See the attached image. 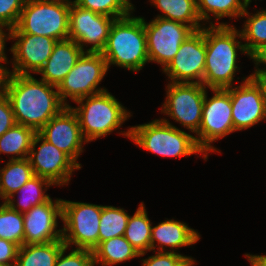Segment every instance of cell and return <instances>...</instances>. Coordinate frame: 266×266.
<instances>
[{"label":"cell","instance_id":"1","mask_svg":"<svg viewBox=\"0 0 266 266\" xmlns=\"http://www.w3.org/2000/svg\"><path fill=\"white\" fill-rule=\"evenodd\" d=\"M6 96L16 124L30 127L36 132L67 107L60 99L57 86L41 79L38 81L31 74H11Z\"/></svg>","mask_w":266,"mask_h":266},{"label":"cell","instance_id":"2","mask_svg":"<svg viewBox=\"0 0 266 266\" xmlns=\"http://www.w3.org/2000/svg\"><path fill=\"white\" fill-rule=\"evenodd\" d=\"M206 44L205 70L202 84L212 89H227L233 86L237 62V50L247 54L241 32L234 25L210 22L209 27L204 26Z\"/></svg>","mask_w":266,"mask_h":266},{"label":"cell","instance_id":"3","mask_svg":"<svg viewBox=\"0 0 266 266\" xmlns=\"http://www.w3.org/2000/svg\"><path fill=\"white\" fill-rule=\"evenodd\" d=\"M132 14L115 19L101 54L107 67L117 65L130 71L142 70L149 62L143 17Z\"/></svg>","mask_w":266,"mask_h":266},{"label":"cell","instance_id":"4","mask_svg":"<svg viewBox=\"0 0 266 266\" xmlns=\"http://www.w3.org/2000/svg\"><path fill=\"white\" fill-rule=\"evenodd\" d=\"M139 147L163 157L177 158L200 153L195 136L178 129L167 119H154L152 122L136 125L122 132Z\"/></svg>","mask_w":266,"mask_h":266},{"label":"cell","instance_id":"5","mask_svg":"<svg viewBox=\"0 0 266 266\" xmlns=\"http://www.w3.org/2000/svg\"><path fill=\"white\" fill-rule=\"evenodd\" d=\"M77 103L78 107H70L78 117L82 136L87 142L120 129L127 118L132 116L107 90L81 98Z\"/></svg>","mask_w":266,"mask_h":266},{"label":"cell","instance_id":"6","mask_svg":"<svg viewBox=\"0 0 266 266\" xmlns=\"http://www.w3.org/2000/svg\"><path fill=\"white\" fill-rule=\"evenodd\" d=\"M70 0H26L11 33L42 35L57 41L69 36Z\"/></svg>","mask_w":266,"mask_h":266},{"label":"cell","instance_id":"7","mask_svg":"<svg viewBox=\"0 0 266 266\" xmlns=\"http://www.w3.org/2000/svg\"><path fill=\"white\" fill-rule=\"evenodd\" d=\"M102 205L62 199V240L66 247L93 250L99 244Z\"/></svg>","mask_w":266,"mask_h":266},{"label":"cell","instance_id":"8","mask_svg":"<svg viewBox=\"0 0 266 266\" xmlns=\"http://www.w3.org/2000/svg\"><path fill=\"white\" fill-rule=\"evenodd\" d=\"M108 71L107 62L101 53L84 52L73 69L57 86L61 101L66 105L67 98L77 100L107 89L97 88Z\"/></svg>","mask_w":266,"mask_h":266},{"label":"cell","instance_id":"9","mask_svg":"<svg viewBox=\"0 0 266 266\" xmlns=\"http://www.w3.org/2000/svg\"><path fill=\"white\" fill-rule=\"evenodd\" d=\"M212 92L214 96L208 100L206 90L200 128L195 136L199 148L207 157L208 152H218L211 143L235 132L230 92L227 89H212Z\"/></svg>","mask_w":266,"mask_h":266},{"label":"cell","instance_id":"10","mask_svg":"<svg viewBox=\"0 0 266 266\" xmlns=\"http://www.w3.org/2000/svg\"><path fill=\"white\" fill-rule=\"evenodd\" d=\"M166 88L167 96L161 113L167 114L197 134L202 119L206 87L199 83L170 82Z\"/></svg>","mask_w":266,"mask_h":266},{"label":"cell","instance_id":"11","mask_svg":"<svg viewBox=\"0 0 266 266\" xmlns=\"http://www.w3.org/2000/svg\"><path fill=\"white\" fill-rule=\"evenodd\" d=\"M146 44L149 62L163 67L177 54L179 47L195 30L180 22L156 17L147 23L144 18Z\"/></svg>","mask_w":266,"mask_h":266},{"label":"cell","instance_id":"12","mask_svg":"<svg viewBox=\"0 0 266 266\" xmlns=\"http://www.w3.org/2000/svg\"><path fill=\"white\" fill-rule=\"evenodd\" d=\"M206 44L204 26L194 31L179 47L177 54L162 69L173 83L203 82Z\"/></svg>","mask_w":266,"mask_h":266},{"label":"cell","instance_id":"13","mask_svg":"<svg viewBox=\"0 0 266 266\" xmlns=\"http://www.w3.org/2000/svg\"><path fill=\"white\" fill-rule=\"evenodd\" d=\"M115 18L84 9L70 0L69 36L84 52L101 53ZM91 44L84 50V45Z\"/></svg>","mask_w":266,"mask_h":266},{"label":"cell","instance_id":"14","mask_svg":"<svg viewBox=\"0 0 266 266\" xmlns=\"http://www.w3.org/2000/svg\"><path fill=\"white\" fill-rule=\"evenodd\" d=\"M39 142L41 144L36 149ZM28 160L35 176L46 178L58 186L68 185L72 172L81 169L66 153L38 132L33 138Z\"/></svg>","mask_w":266,"mask_h":266},{"label":"cell","instance_id":"15","mask_svg":"<svg viewBox=\"0 0 266 266\" xmlns=\"http://www.w3.org/2000/svg\"><path fill=\"white\" fill-rule=\"evenodd\" d=\"M38 133L82 168L77 159L83 152L82 145L87 141L82 136L78 117L70 106L54 116Z\"/></svg>","mask_w":266,"mask_h":266},{"label":"cell","instance_id":"16","mask_svg":"<svg viewBox=\"0 0 266 266\" xmlns=\"http://www.w3.org/2000/svg\"><path fill=\"white\" fill-rule=\"evenodd\" d=\"M11 39H16L10 48L14 60L11 73L18 75H30L31 71L38 73L57 42L50 37L26 33H11Z\"/></svg>","mask_w":266,"mask_h":266},{"label":"cell","instance_id":"17","mask_svg":"<svg viewBox=\"0 0 266 266\" xmlns=\"http://www.w3.org/2000/svg\"><path fill=\"white\" fill-rule=\"evenodd\" d=\"M62 219V199L32 207L23 214L24 244L48 243L62 240V229L57 230V218Z\"/></svg>","mask_w":266,"mask_h":266},{"label":"cell","instance_id":"18","mask_svg":"<svg viewBox=\"0 0 266 266\" xmlns=\"http://www.w3.org/2000/svg\"><path fill=\"white\" fill-rule=\"evenodd\" d=\"M232 104V120L235 131L251 128L266 119V110L261 92L248 76L237 87H229Z\"/></svg>","mask_w":266,"mask_h":266},{"label":"cell","instance_id":"19","mask_svg":"<svg viewBox=\"0 0 266 266\" xmlns=\"http://www.w3.org/2000/svg\"><path fill=\"white\" fill-rule=\"evenodd\" d=\"M83 53L82 48L69 38L57 41L53 47L52 54L45 65L38 71L39 74H42L41 80L58 86L73 69Z\"/></svg>","mask_w":266,"mask_h":266},{"label":"cell","instance_id":"20","mask_svg":"<svg viewBox=\"0 0 266 266\" xmlns=\"http://www.w3.org/2000/svg\"><path fill=\"white\" fill-rule=\"evenodd\" d=\"M199 239V233L186 223L167 219L156 226H152L151 251L154 250L153 252H155L158 246V252H166L164 247H169L172 250L171 252L175 253L181 247L194 245ZM155 243L158 245H155Z\"/></svg>","mask_w":266,"mask_h":266},{"label":"cell","instance_id":"21","mask_svg":"<svg viewBox=\"0 0 266 266\" xmlns=\"http://www.w3.org/2000/svg\"><path fill=\"white\" fill-rule=\"evenodd\" d=\"M162 15L157 17L191 26L195 31L203 25L197 9V0H150Z\"/></svg>","mask_w":266,"mask_h":266},{"label":"cell","instance_id":"22","mask_svg":"<svg viewBox=\"0 0 266 266\" xmlns=\"http://www.w3.org/2000/svg\"><path fill=\"white\" fill-rule=\"evenodd\" d=\"M64 247L63 240L24 244L19 247L16 266H55L56 259Z\"/></svg>","mask_w":266,"mask_h":266},{"label":"cell","instance_id":"23","mask_svg":"<svg viewBox=\"0 0 266 266\" xmlns=\"http://www.w3.org/2000/svg\"><path fill=\"white\" fill-rule=\"evenodd\" d=\"M34 175L28 158L9 160L0 169V198L8 200Z\"/></svg>","mask_w":266,"mask_h":266},{"label":"cell","instance_id":"24","mask_svg":"<svg viewBox=\"0 0 266 266\" xmlns=\"http://www.w3.org/2000/svg\"><path fill=\"white\" fill-rule=\"evenodd\" d=\"M92 253L94 265L101 264V266L115 265L140 256L124 236L100 242Z\"/></svg>","mask_w":266,"mask_h":266},{"label":"cell","instance_id":"25","mask_svg":"<svg viewBox=\"0 0 266 266\" xmlns=\"http://www.w3.org/2000/svg\"><path fill=\"white\" fill-rule=\"evenodd\" d=\"M152 223L142 202L133 216H129L124 237L143 256L151 251Z\"/></svg>","mask_w":266,"mask_h":266},{"label":"cell","instance_id":"26","mask_svg":"<svg viewBox=\"0 0 266 266\" xmlns=\"http://www.w3.org/2000/svg\"><path fill=\"white\" fill-rule=\"evenodd\" d=\"M52 185L54 184L46 178L33 176L5 202L12 209L24 214L32 207L47 202L51 198L48 194H45V192L48 189L47 187ZM19 193H21V198H19L20 201L18 200L17 204H15L16 200L13 198L15 194Z\"/></svg>","mask_w":266,"mask_h":266},{"label":"cell","instance_id":"27","mask_svg":"<svg viewBox=\"0 0 266 266\" xmlns=\"http://www.w3.org/2000/svg\"><path fill=\"white\" fill-rule=\"evenodd\" d=\"M36 131L30 127L15 124L0 137V154H12L11 160L28 158ZM16 155V156H15Z\"/></svg>","mask_w":266,"mask_h":266},{"label":"cell","instance_id":"28","mask_svg":"<svg viewBox=\"0 0 266 266\" xmlns=\"http://www.w3.org/2000/svg\"><path fill=\"white\" fill-rule=\"evenodd\" d=\"M246 8L241 17H246L244 28L240 30L242 39L246 41L244 48L250 57L257 49L266 44V9L250 14Z\"/></svg>","mask_w":266,"mask_h":266},{"label":"cell","instance_id":"29","mask_svg":"<svg viewBox=\"0 0 266 266\" xmlns=\"http://www.w3.org/2000/svg\"><path fill=\"white\" fill-rule=\"evenodd\" d=\"M250 2L248 0H197V9L202 20L211 19L209 13L215 16L216 20L222 17H241Z\"/></svg>","mask_w":266,"mask_h":266},{"label":"cell","instance_id":"30","mask_svg":"<svg viewBox=\"0 0 266 266\" xmlns=\"http://www.w3.org/2000/svg\"><path fill=\"white\" fill-rule=\"evenodd\" d=\"M123 208L103 206L100 216L99 243L114 237L124 236L128 215Z\"/></svg>","mask_w":266,"mask_h":266},{"label":"cell","instance_id":"31","mask_svg":"<svg viewBox=\"0 0 266 266\" xmlns=\"http://www.w3.org/2000/svg\"><path fill=\"white\" fill-rule=\"evenodd\" d=\"M0 238L19 247L24 245L23 214L12 209L6 202L0 206Z\"/></svg>","mask_w":266,"mask_h":266},{"label":"cell","instance_id":"32","mask_svg":"<svg viewBox=\"0 0 266 266\" xmlns=\"http://www.w3.org/2000/svg\"><path fill=\"white\" fill-rule=\"evenodd\" d=\"M76 5L115 19L128 16L134 11L130 0H74Z\"/></svg>","mask_w":266,"mask_h":266},{"label":"cell","instance_id":"33","mask_svg":"<svg viewBox=\"0 0 266 266\" xmlns=\"http://www.w3.org/2000/svg\"><path fill=\"white\" fill-rule=\"evenodd\" d=\"M156 255L142 259V266H193L195 260L177 252H156Z\"/></svg>","mask_w":266,"mask_h":266},{"label":"cell","instance_id":"34","mask_svg":"<svg viewBox=\"0 0 266 266\" xmlns=\"http://www.w3.org/2000/svg\"><path fill=\"white\" fill-rule=\"evenodd\" d=\"M68 247H64L59 253L55 266H95L93 253L87 249H72L68 255H64Z\"/></svg>","mask_w":266,"mask_h":266},{"label":"cell","instance_id":"35","mask_svg":"<svg viewBox=\"0 0 266 266\" xmlns=\"http://www.w3.org/2000/svg\"><path fill=\"white\" fill-rule=\"evenodd\" d=\"M26 0H0V25L13 29L17 26Z\"/></svg>","mask_w":266,"mask_h":266},{"label":"cell","instance_id":"36","mask_svg":"<svg viewBox=\"0 0 266 266\" xmlns=\"http://www.w3.org/2000/svg\"><path fill=\"white\" fill-rule=\"evenodd\" d=\"M16 124L8 97H0V137Z\"/></svg>","mask_w":266,"mask_h":266},{"label":"cell","instance_id":"37","mask_svg":"<svg viewBox=\"0 0 266 266\" xmlns=\"http://www.w3.org/2000/svg\"><path fill=\"white\" fill-rule=\"evenodd\" d=\"M18 250L17 244L0 238V264L16 266Z\"/></svg>","mask_w":266,"mask_h":266},{"label":"cell","instance_id":"38","mask_svg":"<svg viewBox=\"0 0 266 266\" xmlns=\"http://www.w3.org/2000/svg\"><path fill=\"white\" fill-rule=\"evenodd\" d=\"M250 59L254 61L255 66V72H263L266 73V44L261 46L259 49H257L251 56ZM264 65V68H259L258 66Z\"/></svg>","mask_w":266,"mask_h":266},{"label":"cell","instance_id":"39","mask_svg":"<svg viewBox=\"0 0 266 266\" xmlns=\"http://www.w3.org/2000/svg\"><path fill=\"white\" fill-rule=\"evenodd\" d=\"M249 77L256 83L259 87L262 100L266 110V73L263 72H254L253 74L249 75Z\"/></svg>","mask_w":266,"mask_h":266},{"label":"cell","instance_id":"40","mask_svg":"<svg viewBox=\"0 0 266 266\" xmlns=\"http://www.w3.org/2000/svg\"><path fill=\"white\" fill-rule=\"evenodd\" d=\"M3 28L7 29L9 32L6 33ZM7 40H11V29L0 25V65H2L1 62H5V64L8 63L7 55L4 52Z\"/></svg>","mask_w":266,"mask_h":266},{"label":"cell","instance_id":"41","mask_svg":"<svg viewBox=\"0 0 266 266\" xmlns=\"http://www.w3.org/2000/svg\"><path fill=\"white\" fill-rule=\"evenodd\" d=\"M11 74V71H9L7 67L0 65V97L6 95Z\"/></svg>","mask_w":266,"mask_h":266},{"label":"cell","instance_id":"42","mask_svg":"<svg viewBox=\"0 0 266 266\" xmlns=\"http://www.w3.org/2000/svg\"><path fill=\"white\" fill-rule=\"evenodd\" d=\"M251 266H266V255L245 254Z\"/></svg>","mask_w":266,"mask_h":266}]
</instances>
